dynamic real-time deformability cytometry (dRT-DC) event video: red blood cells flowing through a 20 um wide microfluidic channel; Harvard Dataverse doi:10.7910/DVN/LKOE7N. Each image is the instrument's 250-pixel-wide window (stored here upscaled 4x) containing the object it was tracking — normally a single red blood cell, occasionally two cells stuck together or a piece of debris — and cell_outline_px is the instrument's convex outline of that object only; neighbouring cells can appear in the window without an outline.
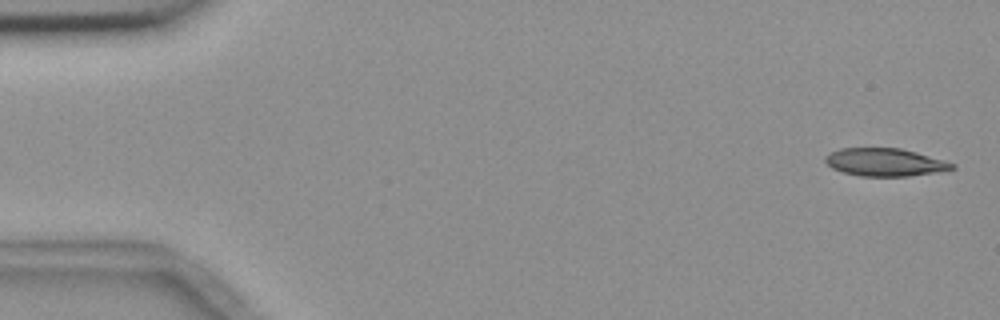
{"species": "common noctule bat (a hibernating species)", "species_latin": "Nyctalus noctula", "temperature_condition": "room temperature", "stored_images_in_passage": 4, "camera_frame_rate_fps": 3000, "um_per_image_px": 0.085, "animal": {"sex": "female", "body_mass_g": 18.4}, "frame": {"image": 1, "passage_image": 1, "time_ms": 0.0, "image_size_px": [1000, 320], "cell_outline_px": [[956, 168], [908, 176], [860, 176], [844, 172], [832, 168], [824, 160], [832, 152], [840, 148], [900, 148], [916, 152], [956, 164]], "centroid_in_image_um": [75.22, 13.78], "position_along_channel_um": 9.8, "area_um2": 20.17}}